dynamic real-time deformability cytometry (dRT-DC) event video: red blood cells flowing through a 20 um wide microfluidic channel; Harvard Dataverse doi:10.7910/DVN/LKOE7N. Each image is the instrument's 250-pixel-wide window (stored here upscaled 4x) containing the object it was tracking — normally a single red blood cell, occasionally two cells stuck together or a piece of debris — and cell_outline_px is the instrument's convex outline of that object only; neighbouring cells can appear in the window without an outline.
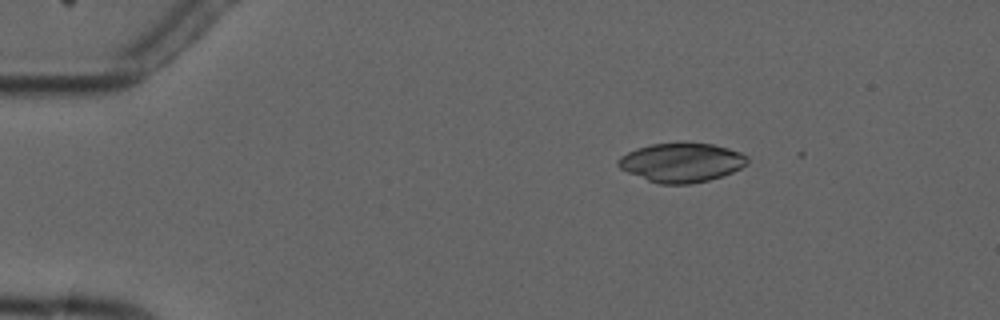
{"species": "common noctule bat (a hibernating species)", "species_latin": "Nyctalus noctula", "temperature_condition": "cold", "stored_images_in_passage": 4, "camera_frame_rate_fps": 3000, "um_per_image_px": 0.085, "animal": {"sex": "male", "forearm_length_mm": 52.5}, "frame": {"image": 1, "passage_image": 2, "time_ms": 2.333, "image_size_px": [1000, 320], "cell_outline_px": [[748, 164], [732, 172], [708, 180], [688, 184], [660, 184], [648, 180], [628, 172], [620, 168], [616, 164], [616, 160], [620, 156], [636, 148], [652, 144], [712, 144], [728, 148], [740, 152], [748, 156]], "centroid_in_image_um": [57.92, 13.82], "position_along_channel_um": 27.1, "area_um2": 29.07}}